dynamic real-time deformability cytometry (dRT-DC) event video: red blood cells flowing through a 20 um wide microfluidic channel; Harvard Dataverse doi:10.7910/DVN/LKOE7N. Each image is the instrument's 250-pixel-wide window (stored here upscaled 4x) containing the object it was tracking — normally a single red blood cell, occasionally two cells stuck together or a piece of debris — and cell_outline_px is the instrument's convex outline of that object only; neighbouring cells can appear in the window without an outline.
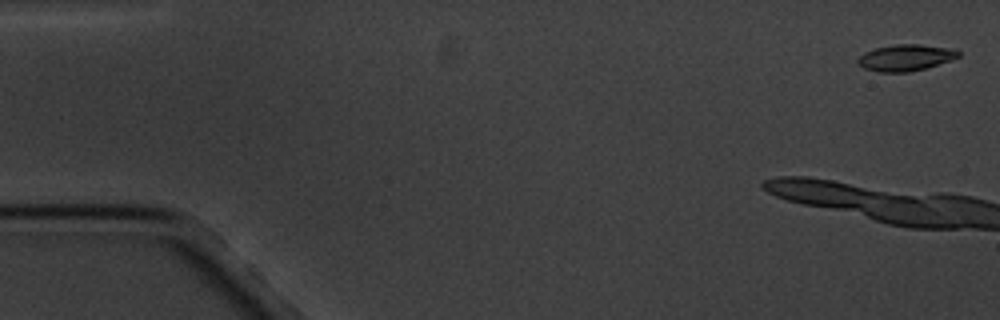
{"species": "common noctule bat (a hibernating species)", "species_latin": "Nyctalus noctula", "temperature_condition": "cold", "stored_images_in_passage": 4, "camera_frame_rate_fps": 3000, "um_per_image_px": 0.085, "animal": {"sex": "male", "body_mass_g": 20.1, "forearm_length_mm": 53.5}, "frame": {"image": 1, "passage_image": 1, "time_ms": 0.0, "image_size_px": [1000, 320], "cell_outline_px": [[960, 56], [924, 68], [908, 72], [880, 72], [864, 68], [856, 64], [856, 60], [864, 52], [876, 48], [896, 44], [920, 44], [952, 48], [960, 52]], "centroid_in_image_um": [76.93, 4.89], "position_along_channel_um": 8.1, "area_um2": 15.32}}